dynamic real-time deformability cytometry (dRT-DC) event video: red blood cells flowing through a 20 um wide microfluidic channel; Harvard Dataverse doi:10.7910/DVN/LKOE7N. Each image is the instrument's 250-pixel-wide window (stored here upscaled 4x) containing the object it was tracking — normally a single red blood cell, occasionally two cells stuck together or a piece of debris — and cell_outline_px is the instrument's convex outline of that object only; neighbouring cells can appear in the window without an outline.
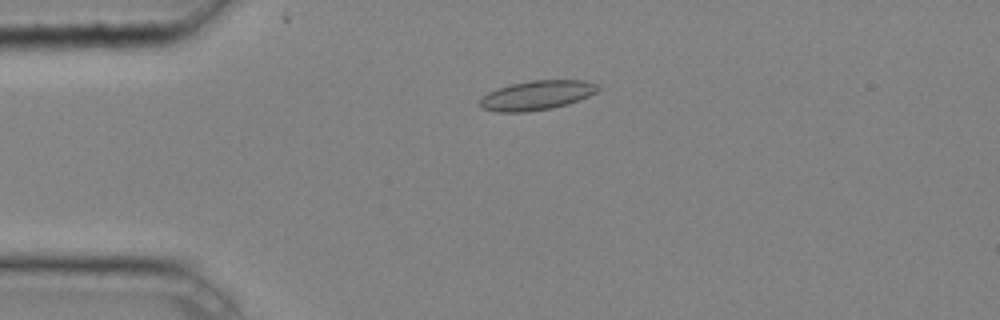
{"species": "common noctule bat (a hibernating species)", "species_latin": "Nyctalus noctula", "temperature_condition": "cold", "stored_images_in_passage": 17, "camera_frame_rate_fps": 3000, "um_per_image_px": 0.085, "animal": {"sex": "male", "body_mass_g": 20.4}, "frame": {"image": 1, "passage_image": 3, "time_ms": 0.667, "image_size_px": [1000, 320], "cell_outline_px": [[600, 88], [596, 92], [588, 96], [568, 104], [552, 108], [528, 112], [496, 112], [484, 108], [480, 104], [480, 100], [488, 92], [496, 88], [512, 84], [532, 80], [584, 80], [596, 84]], "centroid_in_image_um": [45.63, 8.1], "position_along_channel_um": 39.4, "area_um2": 20.11}}
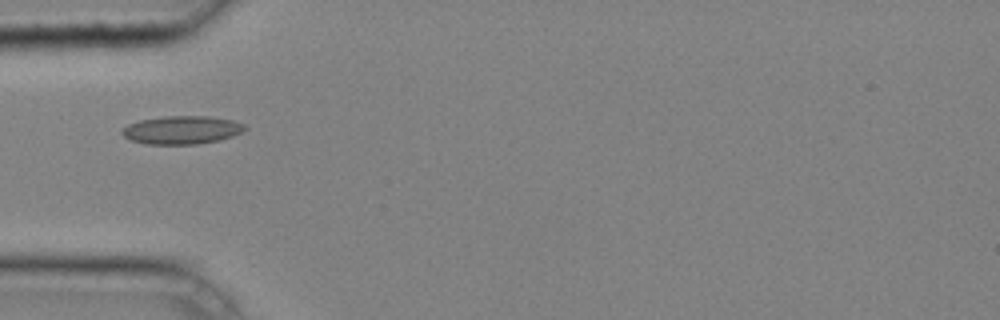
{"frame": {"image": 2, "passage_image": 7, "time_ms": 2.0, "image_size_px": [1000, 320], "cell_outline_px": [[248, 128], [232, 136], [220, 140], [196, 144], [144, 144], [132, 140], [124, 136], [120, 132], [128, 124], [140, 120], [164, 116], [208, 116], [232, 120], [244, 124]], "centroid_in_image_um": [15.45, 11.04], "position_along_channel_um": 69.5, "area_um2": 20.11}}